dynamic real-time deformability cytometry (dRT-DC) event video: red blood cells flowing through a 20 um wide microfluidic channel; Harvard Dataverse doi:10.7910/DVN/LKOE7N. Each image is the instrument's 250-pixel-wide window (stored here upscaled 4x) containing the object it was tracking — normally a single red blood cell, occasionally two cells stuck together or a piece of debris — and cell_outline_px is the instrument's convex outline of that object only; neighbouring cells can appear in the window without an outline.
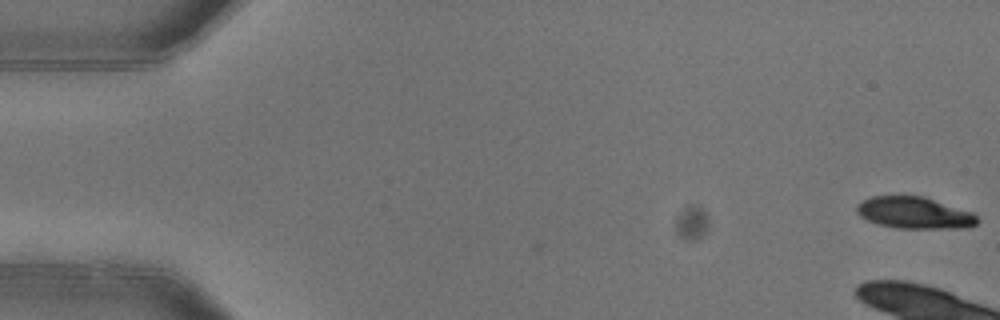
{"species": "common noctule bat (a hibernating species)", "species_latin": "Nyctalus noctula", "temperature_condition": "warm", "stored_images_in_passage": 2, "camera_frame_rate_fps": 3000, "um_per_image_px": 0.085, "animal": {"sex": "female"}, "frame": {"image": 1, "passage_image": 2, "time_ms": 0.333, "image_size_px": [1000, 320], "cell_outline_px": [[980, 220], [976, 224], [968, 228], [896, 228], [880, 224], [868, 220], [860, 216], [856, 212], [856, 204], [872, 196], [924, 196], [972, 212]], "centroid_in_image_um": [77.74, 18.09], "position_along_channel_um": 7.3, "area_um2": 22.25}}